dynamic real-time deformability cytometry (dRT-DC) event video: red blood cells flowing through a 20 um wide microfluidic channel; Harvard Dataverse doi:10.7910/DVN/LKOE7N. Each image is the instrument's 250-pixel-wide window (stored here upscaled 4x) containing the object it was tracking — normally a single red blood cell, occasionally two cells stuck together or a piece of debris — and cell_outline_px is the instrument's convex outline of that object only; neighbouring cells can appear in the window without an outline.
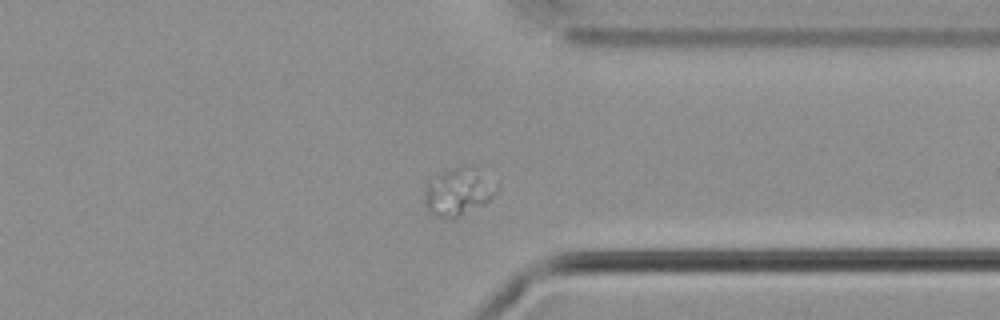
{"species": "common noctule bat (a hibernating species)", "species_latin": "Nyctalus noctula", "temperature_condition": "cold", "stored_images_in_passage": 50, "segment_of_instrument_passage": [2, 2], "camera_frame_rate_fps": 3000, "um_per_image_px": 0.085, "animal": {"sex": "male", "body_mass_g": 21.5, "forearm_length_mm": 52.0}, "frame": {"image": 1, "passage_image": 37, "time_ms": 12.0, "image_size_px": [1000, 320], "cell_outline_px": [[500, 188], [484, 204], [452, 220], [436, 216], [428, 212], [424, 208], [424, 192], [428, 180], [432, 176], [440, 172], [464, 164], [484, 164], [500, 184]], "centroid_in_image_um": [39.04, 16.2], "position_along_channel_um": 372.4, "area_um2": 21.79}}
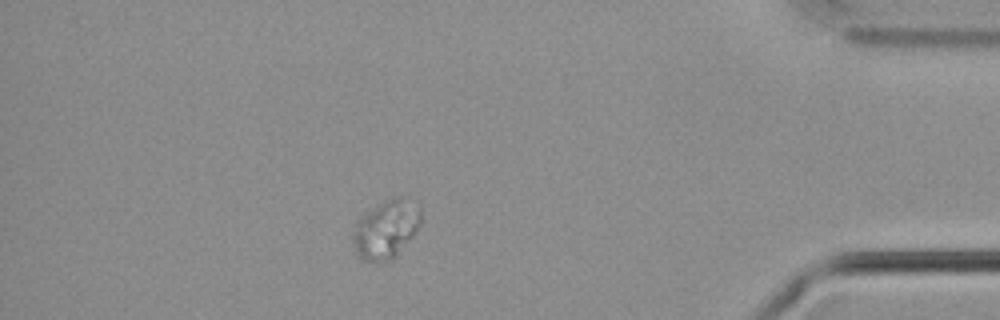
{"frame": {"image": 2, "passage_image": 43, "time_ms": 14.0, "image_size_px": [1000, 320], "cell_outline_px": [[420, 224], [416, 232], [396, 256], [392, 260], [372, 264], [360, 260], [356, 256], [352, 244], [352, 232], [360, 216], [384, 200], [396, 196], [408, 196], [420, 208]], "centroid_in_image_um": [32.78, 19.52], "position_along_channel_um": 402.4, "area_um2": 23.87}}